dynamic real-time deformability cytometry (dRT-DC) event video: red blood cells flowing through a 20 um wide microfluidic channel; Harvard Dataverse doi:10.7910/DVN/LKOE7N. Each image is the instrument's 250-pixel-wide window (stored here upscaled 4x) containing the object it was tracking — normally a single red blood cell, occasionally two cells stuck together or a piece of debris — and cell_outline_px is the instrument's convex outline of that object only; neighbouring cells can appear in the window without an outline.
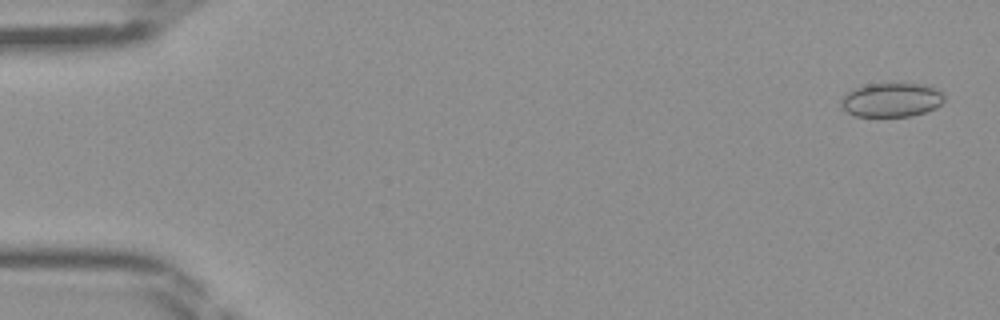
{"species": "Egyptian fruit bat (a non-hibernating species)", "species_latin": "Rousettus aegyptiacus", "temperature_condition": "room temperature", "stored_images_in_passage": 10, "camera_frame_rate_fps": 3000, "um_per_image_px": 0.085, "frame": {"image": 1, "passage_image": 1, "time_ms": 0.0, "image_size_px": [1000, 320], "cell_outline_px": [[944, 100], [936, 108], [912, 116], [856, 116], [840, 108], [840, 100], [848, 92], [856, 88], [868, 84], [932, 84], [944, 96]], "centroid_in_image_um": [75.78, 8.49], "position_along_channel_um": 9.2, "area_um2": 20.46}}